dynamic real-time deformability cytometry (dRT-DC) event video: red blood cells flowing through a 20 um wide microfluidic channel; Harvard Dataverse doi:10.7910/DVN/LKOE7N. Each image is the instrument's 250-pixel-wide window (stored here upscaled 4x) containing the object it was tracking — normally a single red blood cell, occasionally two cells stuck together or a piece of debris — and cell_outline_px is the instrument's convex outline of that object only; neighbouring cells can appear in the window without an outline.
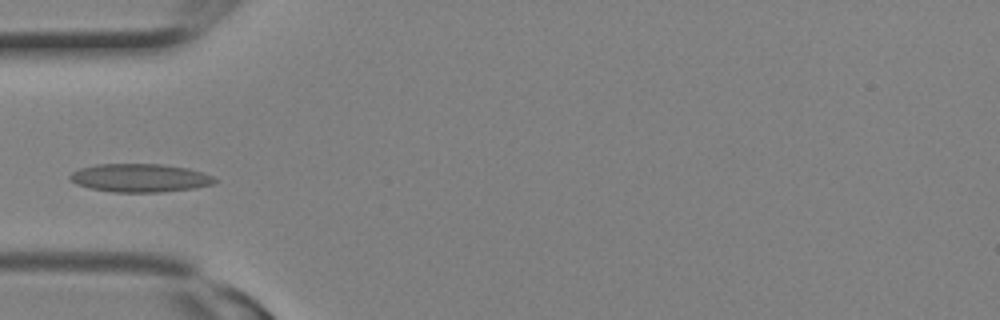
{"species": "Egyptian fruit bat (a non-hibernating species)", "species_latin": "Rousettus aegyptiacus", "temperature_condition": "room temperature", "stored_images_in_passage": 2, "camera_frame_rate_fps": 3000, "um_per_image_px": 0.085, "animal": {"sex": "female"}, "frame": {"image": 1, "passage_image": 2, "time_ms": 0.333, "image_size_px": [1000, 320], "cell_outline_px": [[220, 180], [212, 184], [196, 188], [160, 192], [112, 192], [92, 188], [76, 184], [68, 176], [72, 172], [80, 168], [96, 164], [160, 164], [188, 168], [212, 176]], "centroid_in_image_um": [11.91, 15.12], "position_along_channel_um": 73.1, "area_um2": 23.81}}